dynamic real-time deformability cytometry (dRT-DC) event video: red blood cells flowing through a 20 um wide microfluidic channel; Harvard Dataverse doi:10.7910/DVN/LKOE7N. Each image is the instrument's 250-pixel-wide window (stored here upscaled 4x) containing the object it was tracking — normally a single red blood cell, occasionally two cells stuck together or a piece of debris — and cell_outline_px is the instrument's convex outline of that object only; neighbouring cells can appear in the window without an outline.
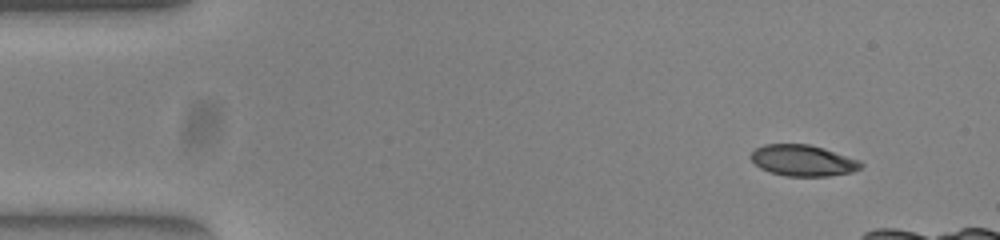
{"species": "common noctule bat (a hibernating species)", "species_latin": "Nyctalus noctula", "temperature_condition": "warm", "stored_images_in_passage": 44, "camera_frame_rate_fps": 3000, "um_per_image_px": 0.085, "animal": {"sex": "female", "body_mass_g": 23.0, "forearm_length_mm": 53.4}, "frame": {"image": 1, "passage_image": 4, "time_ms": 1.0, "image_size_px": [1000, 240], "cell_outline_px": [[864, 164], [860, 168], [852, 172], [828, 176], [784, 176], [768, 172], [760, 168], [748, 156], [756, 148], [764, 144], [808, 144], [824, 148], [860, 160]], "centroid_in_image_um": [68.24, 13.64], "position_along_channel_um": 16.8, "area_um2": 20.11}}
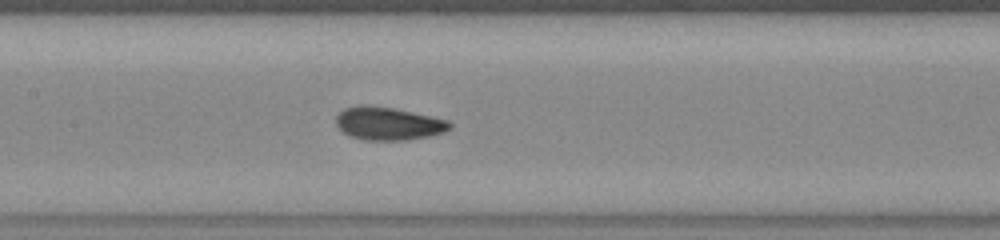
{"frame": {"image": 2, "passage_image": 24, "time_ms": 7.667, "image_size_px": [1000, 240], "cell_outline_px": [[452, 128], [444, 132], [428, 136], [404, 140], [364, 140], [352, 136], [344, 132], [336, 124], [336, 116], [344, 108], [360, 104], [364, 104], [392, 108], [432, 116], [448, 120], [452, 124]], "centroid_in_image_um": [33.01, 10.49], "position_along_channel_um": 174.4, "area_um2": 21.79}}
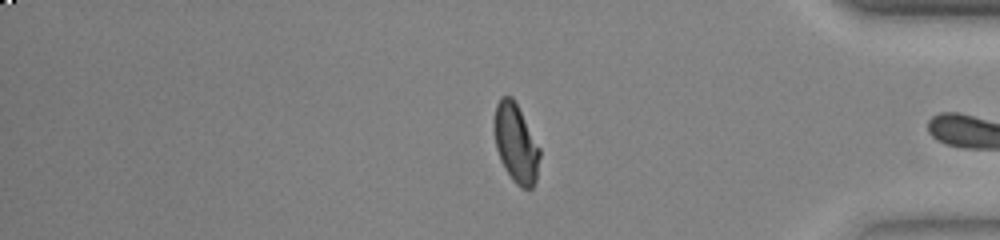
{"frame": {"image": 3, "passage_image": 43, "time_ms": 14.0, "image_size_px": [1000, 240], "cell_outline_px": [[540, 156], [536, 180], [532, 188], [520, 188], [512, 180], [504, 168], [500, 160], [496, 148], [492, 124], [496, 104], [500, 96], [512, 96], [540, 148]], "centroid_in_image_um": [43.82, 12.18], "position_along_channel_um": 391.4, "area_um2": 21.1}, "authors_computed_cell_mechanics": {"area_um2": 21.3571, "velocity_mm_per_s": 3.8451, "shape_relaxation_time_tau1_ms": 7.1321, "shape_relaxation_time_tau2_ms": 0.9705, "deformation_change_tau1": 0.2172, "deformation_change_tau2": 0.0631}}